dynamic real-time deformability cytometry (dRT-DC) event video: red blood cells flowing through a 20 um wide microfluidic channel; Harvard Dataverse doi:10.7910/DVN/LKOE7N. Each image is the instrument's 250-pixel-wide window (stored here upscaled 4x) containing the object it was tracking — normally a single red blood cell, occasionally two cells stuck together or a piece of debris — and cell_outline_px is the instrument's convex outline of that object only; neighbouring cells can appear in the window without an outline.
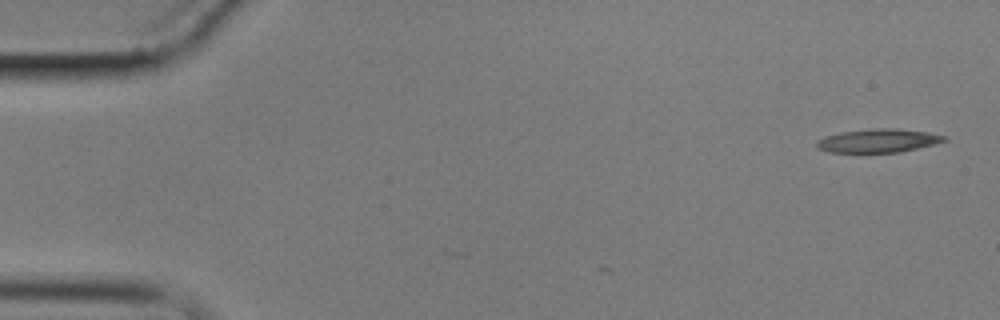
{"species": "common noctule bat (a hibernating species)", "species_latin": "Nyctalus noctula", "temperature_condition": "cold", "stored_images_in_passage": 8, "camera_frame_rate_fps": 3000, "um_per_image_px": 0.085, "animal": {"sex": "male", "body_mass_g": 17.9}, "frame": {"image": 1, "passage_image": 1, "time_ms": 0.0, "image_size_px": [1000, 320], "cell_outline_px": [[948, 140], [936, 144], [900, 152], [828, 152], [816, 148], [816, 140], [824, 136], [840, 132], [872, 128], [896, 128], [924, 132], [948, 136]], "centroid_in_image_um": [74.63, 11.95], "position_along_channel_um": 10.4, "area_um2": 17.63}}
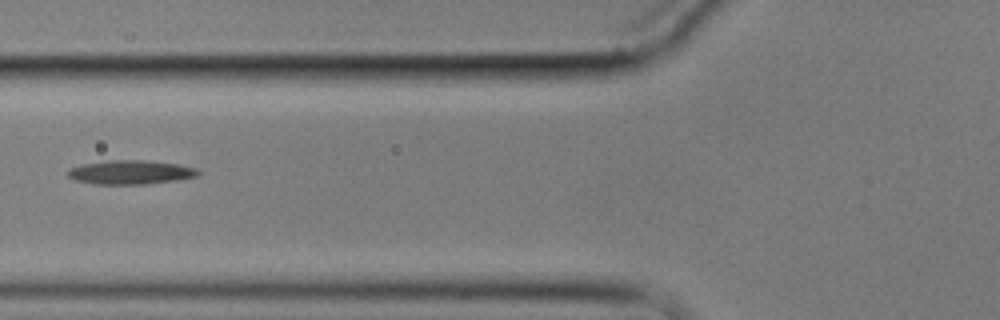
{"frame": {"image": 2, "passage_image": 6, "time_ms": 6.667, "image_size_px": [1000, 320], "cell_outline_px": [[200, 172], [196, 176], [180, 180], [148, 184], [96, 184], [76, 180], [68, 176], [68, 168], [84, 164], [108, 160], [144, 160], [180, 164], [200, 168]], "centroid_in_image_um": [11.17, 14.64], "position_along_channel_um": 114.6, "area_um2": 18.38}}
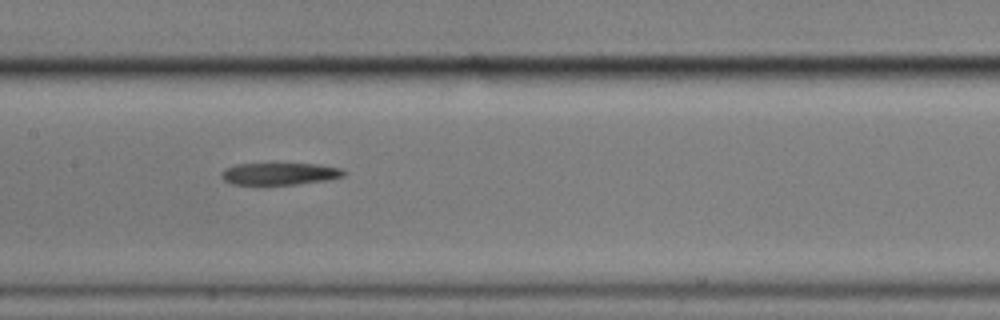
{"frame": {"image": 3, "passage_image": 8, "time_ms": 8.667, "image_size_px": [1000, 320], "cell_outline_px": [[348, 172], [344, 176], [328, 180], [296, 184], [232, 184], [224, 180], [220, 176], [220, 172], [224, 168], [236, 164], [320, 164], [340, 168]], "centroid_in_image_um": [23.78, 14.76], "position_along_channel_um": 183.6, "area_um2": 15.78}}